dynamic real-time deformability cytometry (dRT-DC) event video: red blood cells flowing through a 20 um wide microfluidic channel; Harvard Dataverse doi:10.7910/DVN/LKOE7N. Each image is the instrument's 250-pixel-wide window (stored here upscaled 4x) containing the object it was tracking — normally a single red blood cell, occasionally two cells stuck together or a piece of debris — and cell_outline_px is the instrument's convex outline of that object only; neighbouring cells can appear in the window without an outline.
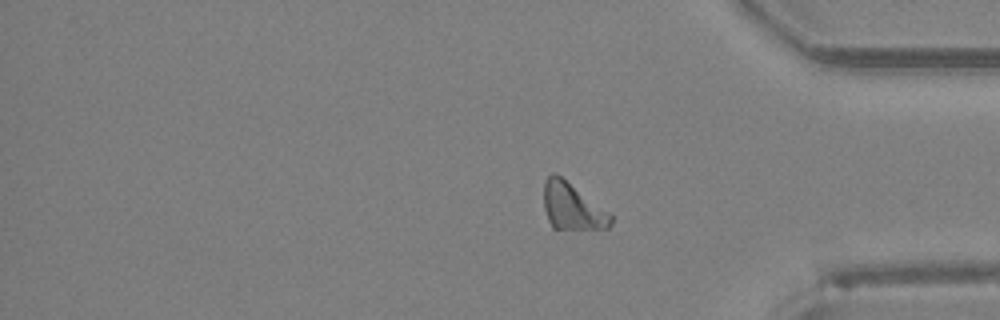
{"species": "Egyptian fruit bat (a non-hibernating species)", "species_latin": "Rousettus aegyptiacus", "temperature_condition": "room temperature", "stored_images_in_passage": 38, "segment_of_instrument_passage": [2, 2], "camera_frame_rate_fps": 3000, "um_per_image_px": 0.085, "animal": {"sex": "female"}, "frame": {"image": 1, "passage_image": 38, "time_ms": 12.333, "image_size_px": [1000, 320], "cell_outline_px": [[612, 224], [608, 228], [552, 228], [548, 220], [544, 208], [544, 180], [552, 172], [556, 172], [608, 212], [612, 216]], "centroid_in_image_um": [48.6, 17.53], "position_along_channel_um": 386.6, "area_um2": 17.98}}